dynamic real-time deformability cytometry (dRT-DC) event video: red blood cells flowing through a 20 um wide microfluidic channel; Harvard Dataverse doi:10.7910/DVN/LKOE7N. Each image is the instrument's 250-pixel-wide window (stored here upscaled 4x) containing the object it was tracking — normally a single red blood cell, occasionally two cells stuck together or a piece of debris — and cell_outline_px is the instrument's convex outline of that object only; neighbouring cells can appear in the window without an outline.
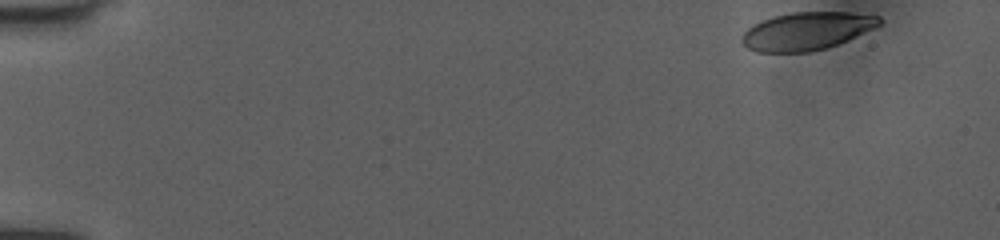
{"species": "human", "species_latin": "Homo sapiens", "temperature_condition": "room temperature", "stored_images_in_passage": 49, "camera_frame_rate_fps": 3000, "um_per_image_px": 0.085, "donor": {"sex": "female"}, "frame": {"image": 1, "passage_image": 1, "time_ms": 0.0, "image_size_px": [1000, 240], "cell_outline_px": [[880, 24], [848, 40], [824, 48], [808, 52], [756, 52], [748, 48], [740, 40], [744, 32], [752, 24], [776, 16], [792, 12], [848, 12], [880, 16]], "centroid_in_image_um": [68.53, 2.64], "position_along_channel_um": 16.5, "area_um2": 29.94}}
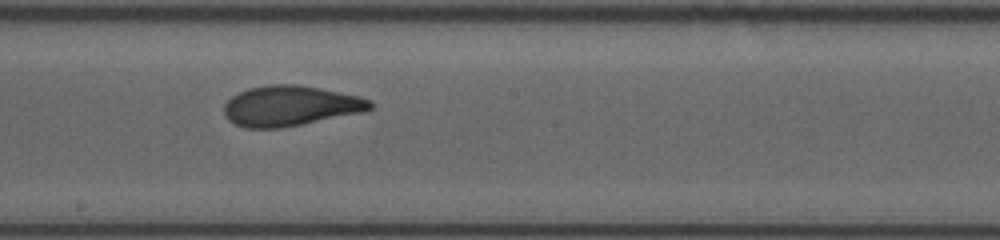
{"frame": {"image": 2, "passage_image": 27, "time_ms": 8.667, "image_size_px": [1000, 240], "cell_outline_px": [[372, 108], [364, 112], [280, 128], [244, 128], [228, 120], [224, 116], [224, 104], [232, 96], [248, 88], [268, 84], [296, 84], [320, 88], [360, 96], [372, 100]], "centroid_in_image_um": [24.67, 8.99], "position_along_channel_um": 223.5, "area_um2": 34.39}}
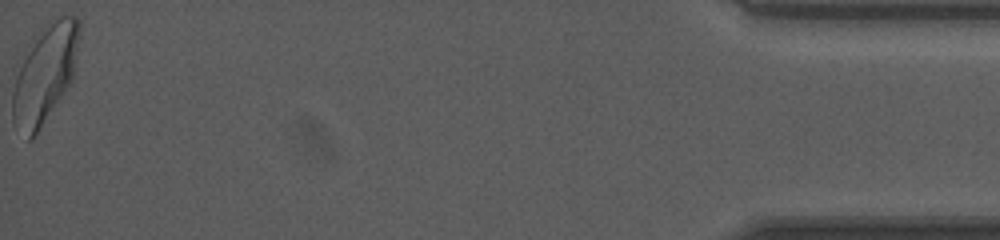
{"frame": {"image": 3, "passage_image": 49, "time_ms": 16.0, "image_size_px": [1000, 240], "cell_outline_px": [[80, 32], [72, 80], [32, 140], [28, 140], [12, 120], [12, 72], [44, 24], [52, 16], [76, 16], [80, 20]], "centroid_in_image_um": [3.77, 6.22], "position_along_channel_um": 431.4, "area_um2": 38.55}, "authors_computed_cell_mechanics": {"area_um2": 33.813, "velocity_mm_per_s": 4.0198, "shape_relaxation_time_tau1_ms": 6.9365, "shape_relaxation_time_tau2_ms": 1.0586, "deformation_change_tau1": 0.2215, "deformation_change_tau2": 0.0733}}